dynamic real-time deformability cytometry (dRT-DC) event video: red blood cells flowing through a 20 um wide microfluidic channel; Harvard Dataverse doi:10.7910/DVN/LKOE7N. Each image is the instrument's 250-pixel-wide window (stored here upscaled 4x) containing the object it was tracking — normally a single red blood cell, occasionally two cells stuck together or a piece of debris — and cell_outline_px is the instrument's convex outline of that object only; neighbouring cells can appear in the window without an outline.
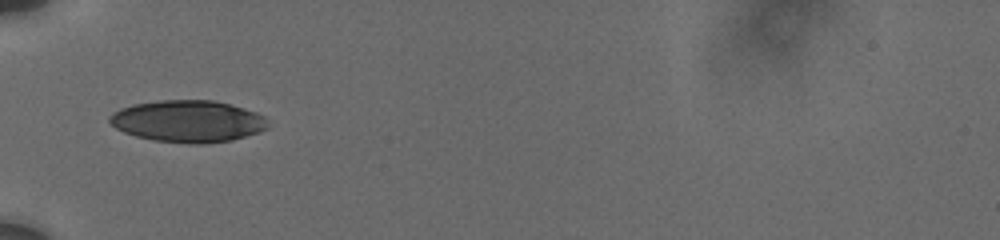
{"species": "human", "species_latin": "Homo sapiens", "temperature_condition": "cold", "stored_images_in_passage": 16, "camera_frame_rate_fps": 3000, "um_per_image_px": 0.085, "donor": {"sex": "male"}, "frame": {"image": 1, "passage_image": 1, "time_ms": 0.0, "image_size_px": [1000, 240], "cell_outline_px": [[268, 128], [260, 132], [232, 140], [204, 144], [188, 144], [156, 140], [136, 136], [124, 132], [116, 128], [108, 120], [108, 116], [112, 112], [120, 108], [132, 104], [160, 100], [212, 100], [232, 104], [256, 112], [264, 116], [268, 120]], "centroid_in_image_um": [15.99, 10.3], "position_along_channel_um": 69.0, "area_um2": 38.96}}
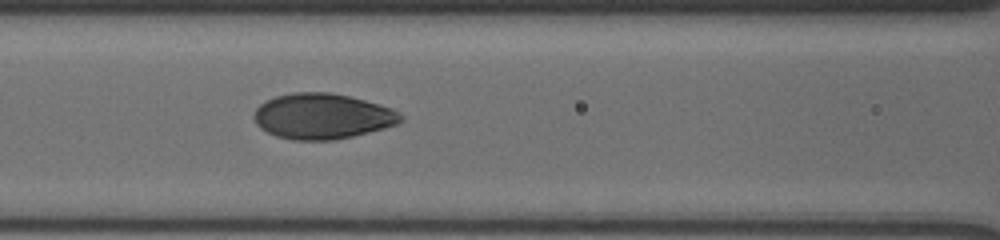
{"frame": {"image": 2, "passage_image": 9, "time_ms": 2.0, "image_size_px": [1000, 240], "cell_outline_px": [[404, 120], [396, 124], [384, 128], [352, 136], [332, 140], [292, 140], [276, 136], [260, 128], [256, 124], [252, 116], [256, 108], [260, 104], [276, 96], [292, 92], [328, 92], [348, 96], [364, 100], [392, 108], [400, 112], [404, 116]], "centroid_in_image_um": [27.39, 9.88], "position_along_channel_um": 139.2, "area_um2": 38.96}}
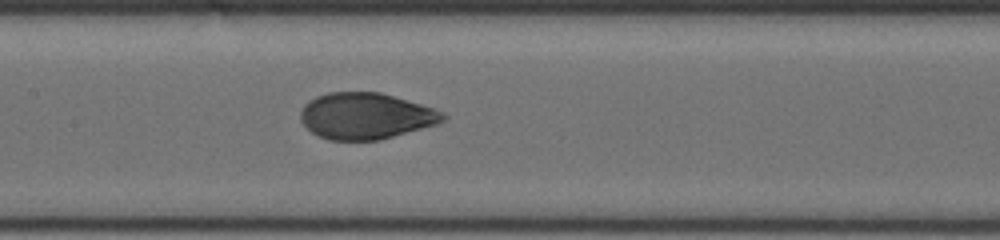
{"frame": {"image": 3, "passage_image": 14, "time_ms": 3.0, "image_size_px": [1000, 240], "cell_outline_px": [[448, 116], [444, 120], [436, 124], [380, 140], [328, 140], [312, 132], [300, 120], [300, 112], [304, 104], [308, 100], [316, 96], [328, 92], [380, 92], [420, 104], [444, 112]], "centroid_in_image_um": [31.06, 9.85], "position_along_channel_um": 176.3, "area_um2": 38.32}}